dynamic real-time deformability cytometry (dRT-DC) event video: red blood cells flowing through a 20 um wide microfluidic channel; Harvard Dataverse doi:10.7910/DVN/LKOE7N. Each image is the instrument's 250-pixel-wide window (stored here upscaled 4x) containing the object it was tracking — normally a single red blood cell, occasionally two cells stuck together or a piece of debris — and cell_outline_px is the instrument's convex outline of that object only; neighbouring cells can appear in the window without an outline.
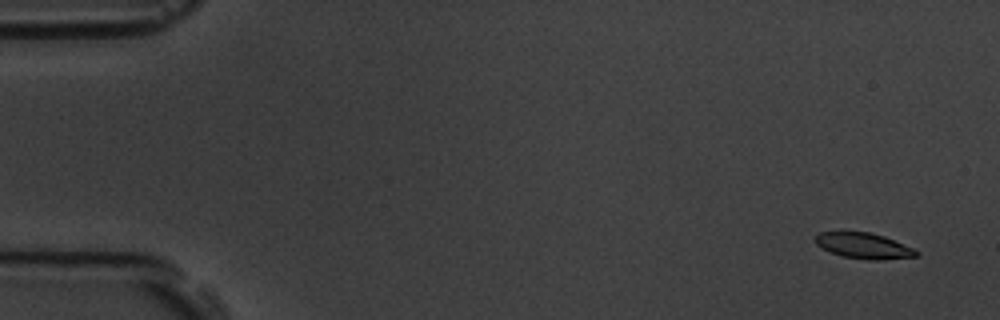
{"species": "common noctule bat (a hibernating species)", "species_latin": "Nyctalus noctula", "temperature_condition": "room temperature", "stored_images_in_passage": 6, "camera_frame_rate_fps": 3000, "um_per_image_px": 0.085, "animal": {"sex": "male", "body_mass_g": 19.5, "forearm_length_mm": 54.6}, "frame": {"image": 1, "passage_image": 2, "time_ms": 1.0, "image_size_px": [1000, 320], "cell_outline_px": [[920, 252], [916, 256], [880, 260], [868, 260], [844, 256], [832, 252], [816, 244], [816, 236], [820, 232], [872, 232], [884, 236], [916, 248]], "centroid_in_image_um": [73.5, 20.89], "position_along_channel_um": 11.5, "area_um2": 15.03}}
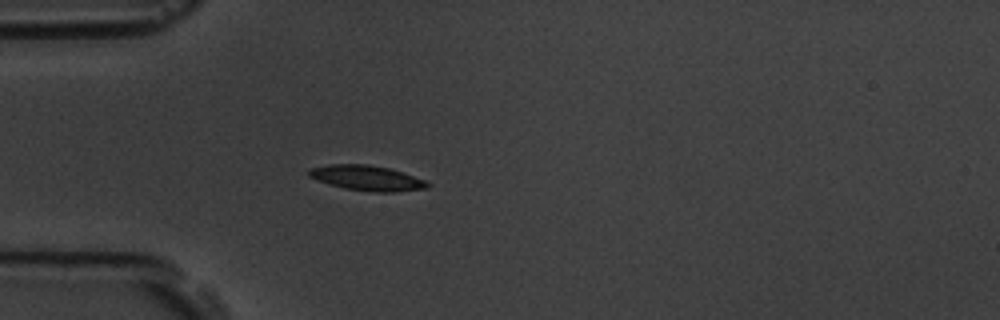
{"frame": {"image": 2, "passage_image": 6, "time_ms": 5.667, "image_size_px": [1000, 320], "cell_outline_px": [[432, 184], [428, 188], [392, 192], [372, 192], [344, 188], [328, 184], [316, 180], [308, 176], [308, 168], [328, 164], [368, 164], [388, 168], [424, 180]], "centroid_in_image_um": [31.13, 15.13], "position_along_channel_um": 53.9, "area_um2": 17.4}}